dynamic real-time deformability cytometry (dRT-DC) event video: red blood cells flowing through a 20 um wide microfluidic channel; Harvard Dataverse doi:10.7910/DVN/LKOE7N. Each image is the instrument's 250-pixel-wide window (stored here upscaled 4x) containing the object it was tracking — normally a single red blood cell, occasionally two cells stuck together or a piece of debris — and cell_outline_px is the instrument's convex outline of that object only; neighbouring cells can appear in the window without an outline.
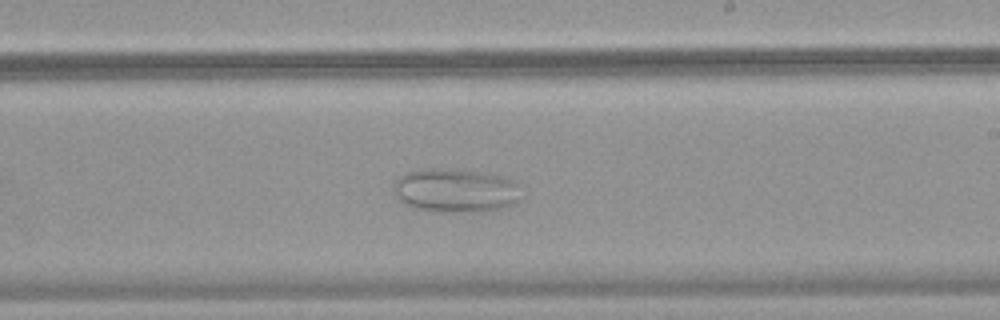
{"species": "common noctule bat (a hibernating species)", "species_latin": "Nyctalus noctula", "temperature_condition": "warm", "stored_images_in_passage": 42, "camera_frame_rate_fps": 3000, "um_per_image_px": 0.085, "animal": {"sex": "female", "body_mass_g": 18.4}, "frame": {"image": 1, "passage_image": 23, "time_ms": 7.333, "image_size_px": [1000, 320], "cell_outline_px": [[520, 200], [512, 204], [500, 208], [480, 212], [440, 212], [416, 208], [404, 204], [396, 196], [392, 188], [392, 184], [400, 176], [408, 172], [432, 168], [456, 168], [484, 172], [500, 176], [512, 180], [516, 184]], "centroid_in_image_um": [38.68, 16.18], "position_along_channel_um": 250.3, "area_um2": 32.71}}
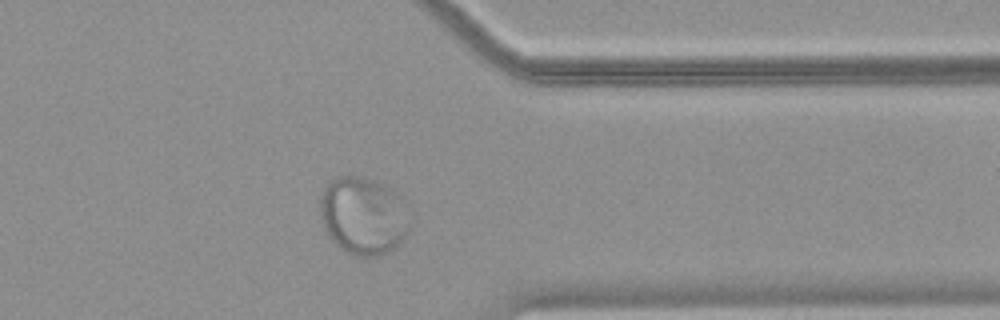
{"frame": {"image": 2, "passage_image": 33, "time_ms": 10.667, "image_size_px": [1000, 320], "cell_outline_px": [[408, 232], [400, 244], [388, 252], [380, 256], [360, 256], [348, 252], [340, 248], [328, 236], [324, 228], [320, 216], [320, 196], [324, 188], [336, 176], [364, 176], [384, 184], [396, 192], [400, 196], [408, 224]], "centroid_in_image_um": [30.84, 18.33], "position_along_channel_um": 380.6, "area_um2": 40.52}}
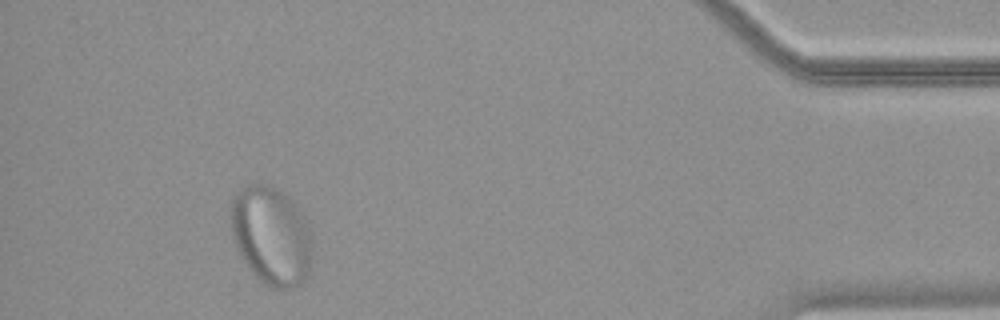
{"frame": {"image": 3, "passage_image": 39, "time_ms": 12.667, "image_size_px": [1000, 320], "cell_outline_px": [[312, 260], [308, 272], [304, 280], [300, 284], [284, 292], [272, 288], [260, 280], [248, 268], [236, 248], [232, 240], [228, 208], [236, 192], [248, 184], [264, 184], [276, 188], [288, 196], [292, 200], [312, 232]], "centroid_in_image_um": [23.03, 20.05], "position_along_channel_um": 412.2, "area_um2": 47.69}}